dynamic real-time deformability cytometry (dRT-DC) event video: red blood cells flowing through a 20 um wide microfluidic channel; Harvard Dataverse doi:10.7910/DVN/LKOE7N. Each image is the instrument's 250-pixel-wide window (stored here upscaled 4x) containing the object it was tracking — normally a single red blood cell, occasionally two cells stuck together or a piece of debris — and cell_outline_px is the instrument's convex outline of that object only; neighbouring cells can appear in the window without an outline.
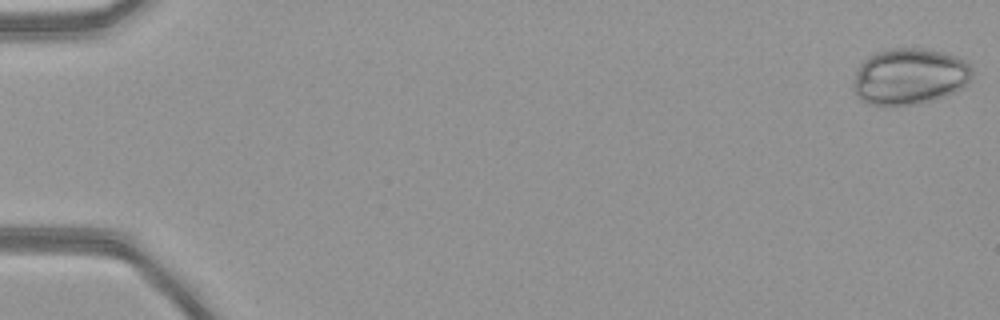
{"species": "common noctule bat (a hibernating species)", "species_latin": "Nyctalus noctula", "temperature_condition": "warm", "stored_images_in_passage": 51, "camera_frame_rate_fps": 3000, "um_per_image_px": 0.085, "animal": {"sex": "female", "body_mass_g": 21.9}, "frame": {"image": 1, "passage_image": 1, "time_ms": 0.0, "image_size_px": [1000, 320], "cell_outline_px": [[964, 76], [960, 84], [944, 92], [932, 96], [916, 100], [868, 100], [860, 92], [856, 84], [860, 72], [864, 64], [868, 60], [884, 52], [928, 52], [948, 56], [964, 64]], "centroid_in_image_um": [77.24, 6.45], "position_along_channel_um": 7.8, "area_um2": 30.98}}
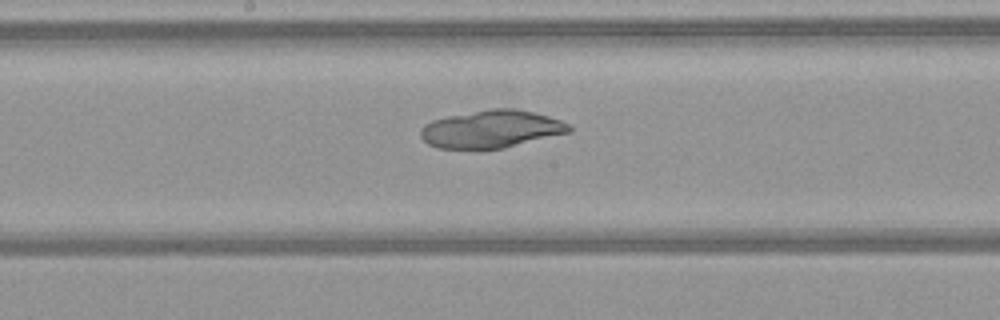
{"frame": {"image": 2, "passage_image": 28, "time_ms": 9.0, "image_size_px": [1000, 320], "cell_outline_px": [[572, 128], [568, 132], [500, 148], [440, 148], [428, 144], [424, 140], [420, 132], [428, 124], [436, 120], [452, 116], [496, 108], [512, 108], [532, 112], [560, 120], [568, 124]], "centroid_in_image_um": [41.79, 10.97], "position_along_channel_um": 206.4, "area_um2": 31.15}}
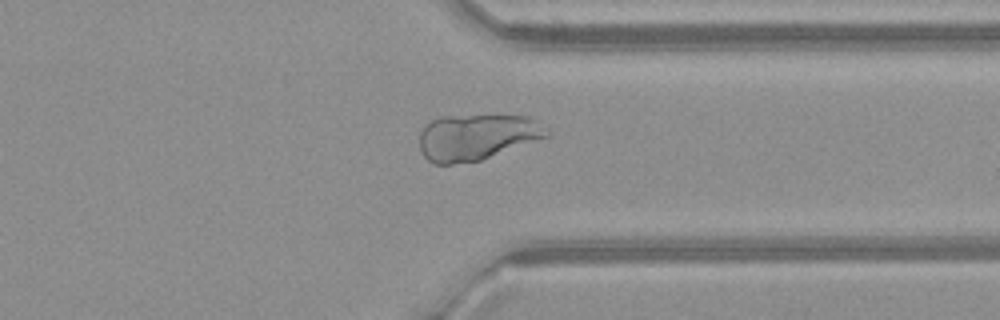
{"frame": {"image": 3, "passage_image": 40, "time_ms": 13.0, "image_size_px": [1000, 320], "cell_outline_px": [[544, 136], [480, 160], [452, 164], [436, 164], [428, 160], [424, 156], [420, 148], [420, 136], [424, 128], [432, 120], [472, 116], [524, 116]], "centroid_in_image_um": [40.31, 11.7], "position_along_channel_um": 371.1, "area_um2": 31.62}}